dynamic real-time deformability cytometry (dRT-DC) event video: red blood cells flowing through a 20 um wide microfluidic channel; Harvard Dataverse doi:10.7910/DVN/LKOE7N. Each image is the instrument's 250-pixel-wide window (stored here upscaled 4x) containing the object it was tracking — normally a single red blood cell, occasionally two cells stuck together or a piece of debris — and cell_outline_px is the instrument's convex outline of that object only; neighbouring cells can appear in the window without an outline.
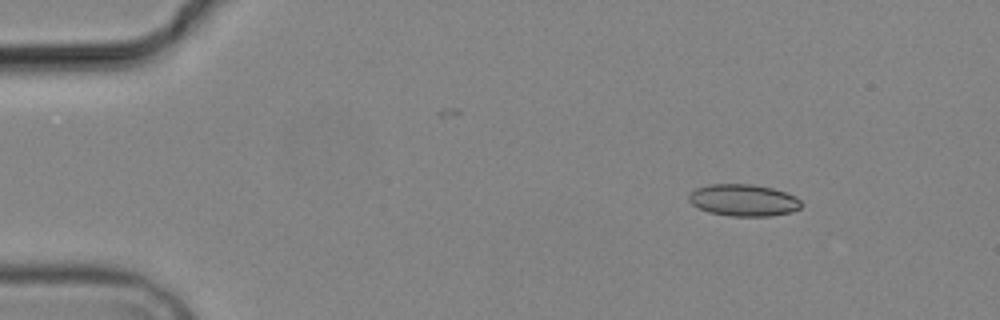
{"species": "common noctule bat (a hibernating species)", "species_latin": "Nyctalus noctula", "temperature_condition": "cold", "stored_images_in_passage": 7, "camera_frame_rate_fps": 3000, "um_per_image_px": 0.085, "animal": {"sex": "male", "body_mass_g": 19.2, "forearm_length_mm": 51.8}, "frame": {"image": 1, "passage_image": 1, "time_ms": 0.0, "image_size_px": [1000, 320], "cell_outline_px": [[804, 204], [800, 208], [792, 212], [768, 216], [728, 216], [708, 212], [692, 204], [688, 200], [688, 196], [696, 188], [712, 184], [752, 184], [772, 188], [796, 196]], "centroid_in_image_um": [63.22, 17.02], "position_along_channel_um": 21.8, "area_um2": 20.92}}
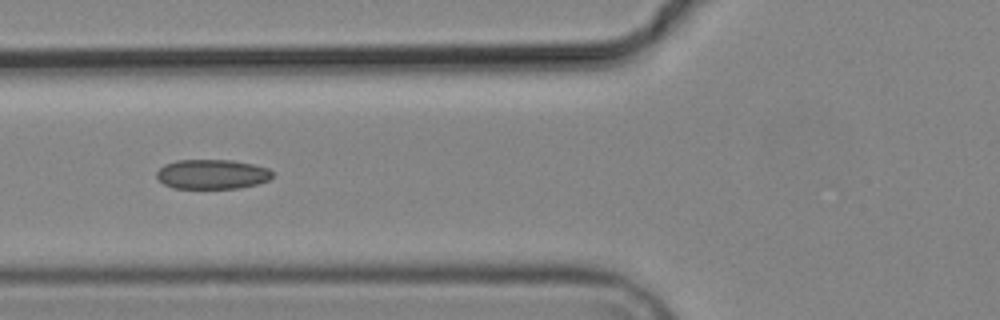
{"frame": {"image": 2, "passage_image": 5, "time_ms": 4.667, "image_size_px": [1000, 320], "cell_outline_px": [[272, 176], [268, 180], [256, 184], [240, 188], [172, 188], [164, 184], [156, 176], [156, 172], [164, 164], [176, 160], [232, 160], [252, 164], [268, 168], [272, 172]], "centroid_in_image_um": [18.0, 14.8], "position_along_channel_um": 107.8, "area_um2": 19.94}}
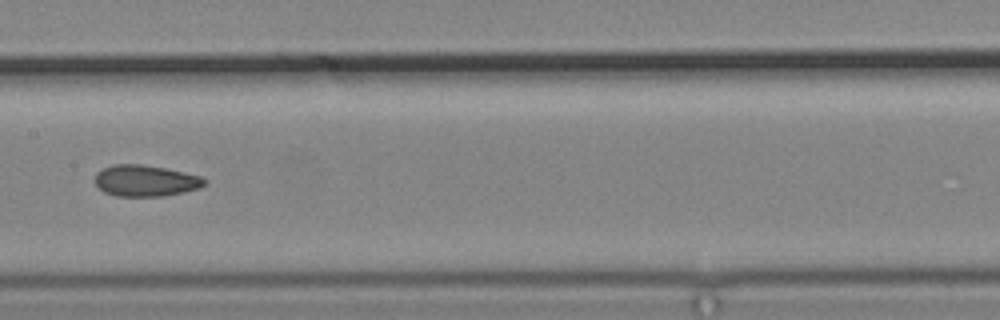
{"frame": {"image": 3, "passage_image": 7, "time_ms": 7.0, "image_size_px": [1000, 320], "cell_outline_px": [[208, 180], [200, 188], [184, 192], [164, 196], [116, 196], [104, 192], [96, 184], [96, 172], [112, 164], [140, 164], [164, 168], [184, 172], [200, 176]], "centroid_in_image_um": [12.38, 15.36], "position_along_channel_um": 195.0, "area_um2": 19.94}}